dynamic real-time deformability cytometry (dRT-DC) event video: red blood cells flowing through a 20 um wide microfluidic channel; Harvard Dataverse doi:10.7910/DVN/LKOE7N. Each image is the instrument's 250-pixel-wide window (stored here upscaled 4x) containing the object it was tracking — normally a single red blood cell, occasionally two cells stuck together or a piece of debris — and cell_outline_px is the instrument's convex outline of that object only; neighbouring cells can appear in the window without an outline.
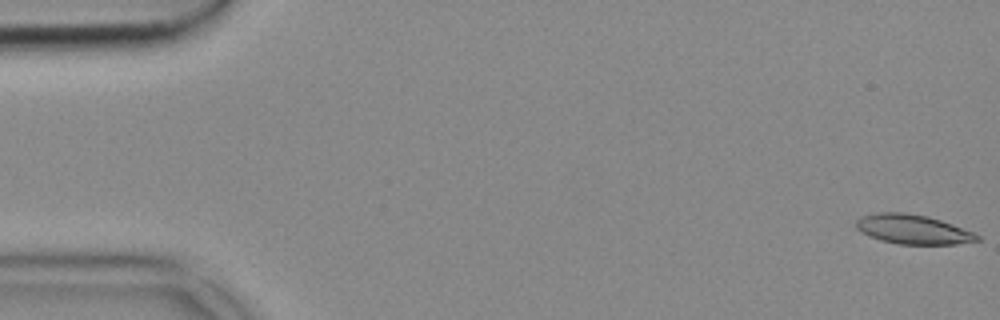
{"species": "common noctule bat (a hibernating species)", "species_latin": "Nyctalus noctula", "temperature_condition": "cold", "stored_images_in_passage": 53, "camera_frame_rate_fps": 3000, "um_per_image_px": 0.085, "animal": {"sex": "female", "body_mass_g": 18.4}, "frame": {"image": 1, "passage_image": 1, "time_ms": 0.0, "image_size_px": [1000, 320], "cell_outline_px": [[980, 240], [956, 244], [900, 244], [880, 240], [868, 236], [860, 232], [856, 228], [856, 220], [860, 216], [876, 212], [904, 212], [928, 216], [952, 224], [972, 232], [980, 236]], "centroid_in_image_um": [77.54, 19.48], "position_along_channel_um": 7.5, "area_um2": 20.81}}
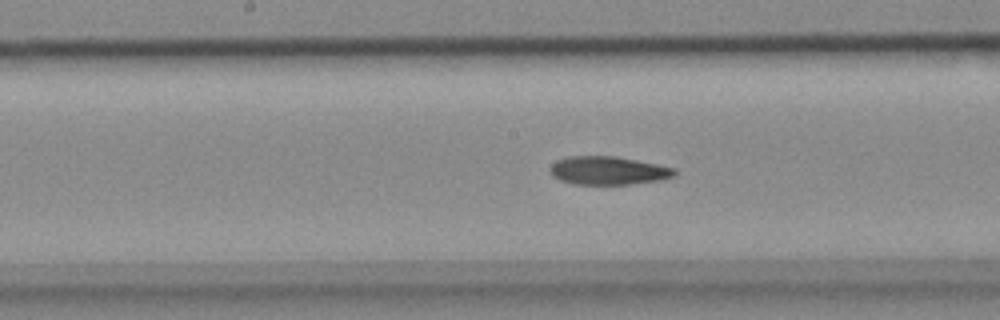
{"frame": {"image": 2, "passage_image": 27, "time_ms": 8.667, "image_size_px": [1000, 320], "cell_outline_px": [[676, 176], [660, 180], [628, 184], [572, 184], [560, 180], [552, 176], [548, 172], [548, 168], [556, 160], [568, 156], [616, 156], [676, 168]], "centroid_in_image_um": [51.66, 14.49], "position_along_channel_um": 196.5, "area_um2": 20.69}}
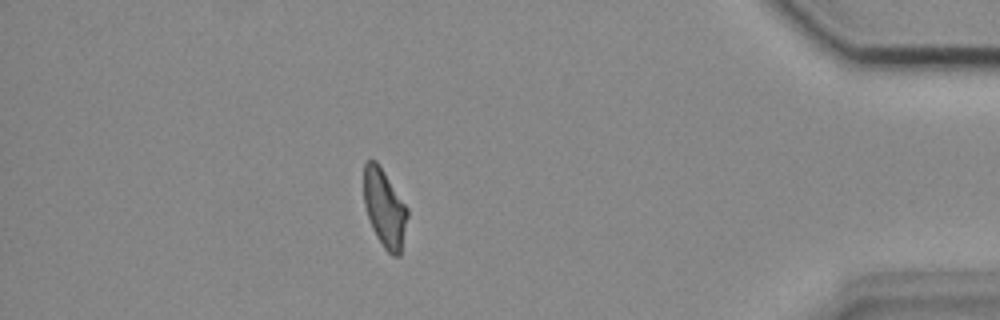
{"frame": {"image": 3, "passage_image": 47, "time_ms": 15.333, "image_size_px": [1000, 320], "cell_outline_px": [[408, 216], [400, 256], [392, 256], [384, 248], [376, 236], [372, 228], [364, 204], [364, 164], [368, 160], [376, 160], [408, 208]], "centroid_in_image_um": [32.69, 17.72], "position_along_channel_um": 402.5, "area_um2": 19.71}}